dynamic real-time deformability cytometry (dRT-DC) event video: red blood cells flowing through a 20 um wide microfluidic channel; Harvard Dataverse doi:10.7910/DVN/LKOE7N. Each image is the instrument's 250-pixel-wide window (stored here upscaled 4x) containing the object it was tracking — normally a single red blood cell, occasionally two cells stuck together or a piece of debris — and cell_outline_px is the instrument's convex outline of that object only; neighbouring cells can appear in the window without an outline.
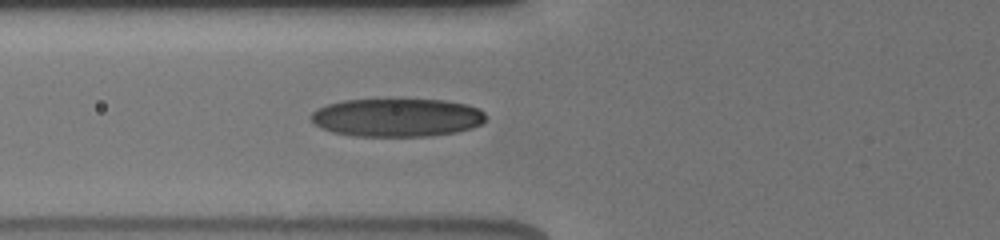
{"species": "human", "species_latin": "Homo sapiens", "temperature_condition": "cold", "stored_images_in_passage": 29, "camera_frame_rate_fps": 3000, "um_per_image_px": 0.085, "donor": {"sex": "male"}, "frame": {"image": 1, "passage_image": 5, "time_ms": 1.667, "image_size_px": [1000, 240], "cell_outline_px": [[484, 120], [480, 124], [472, 128], [456, 132], [432, 136], [352, 136], [332, 132], [320, 128], [308, 116], [316, 108], [328, 104], [344, 100], [444, 100], [468, 104], [480, 108], [484, 112]], "centroid_in_image_um": [33.73, 9.99], "position_along_channel_um": 92.1, "area_um2": 39.13}}
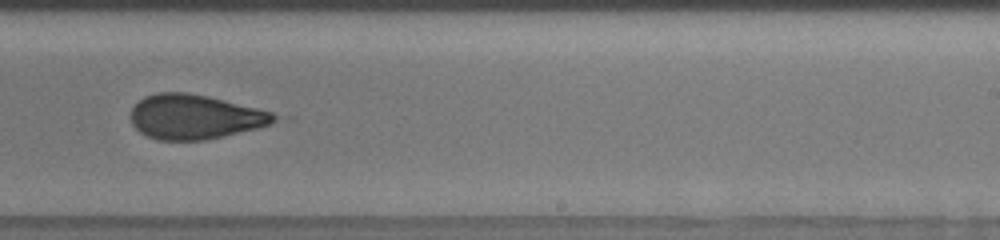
{"frame": {"image": 2, "passage_image": 14, "time_ms": 6.333, "image_size_px": [1000, 240], "cell_outline_px": [[276, 120], [260, 128], [224, 136], [204, 140], [160, 140], [148, 136], [140, 132], [132, 124], [132, 108], [144, 96], [156, 92], [188, 92], [208, 96], [272, 112], [276, 116]], "centroid_in_image_um": [16.54, 9.93], "position_along_channel_um": 272.5, "area_um2": 36.99}}
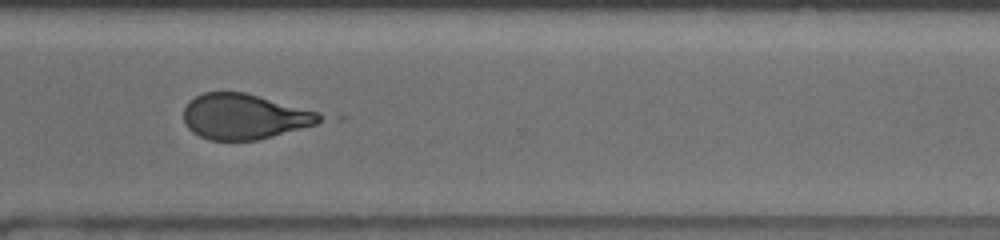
{"frame": {"image": 3, "passage_image": 19, "time_ms": 8.333, "image_size_px": [1000, 240], "cell_outline_px": [[328, 116], [324, 120], [316, 124], [272, 136], [256, 140], [208, 140], [192, 132], [188, 128], [184, 120], [184, 108], [196, 96], [204, 92], [244, 92], [320, 112]], "centroid_in_image_um": [20.8, 9.91], "position_along_channel_um": 349.8, "area_um2": 35.89}, "authors_computed_cell_mechanics": {"area_um2": 38.0902, "velocity_mm_per_s": 3.8607, "shape_relaxation_time_tau1_ms": 4.1589, "shape_relaxation_time_tau2_ms": 2.22, "deformation_change_tau1": 0.1497, "deformation_change_tau2": 0.0945}}